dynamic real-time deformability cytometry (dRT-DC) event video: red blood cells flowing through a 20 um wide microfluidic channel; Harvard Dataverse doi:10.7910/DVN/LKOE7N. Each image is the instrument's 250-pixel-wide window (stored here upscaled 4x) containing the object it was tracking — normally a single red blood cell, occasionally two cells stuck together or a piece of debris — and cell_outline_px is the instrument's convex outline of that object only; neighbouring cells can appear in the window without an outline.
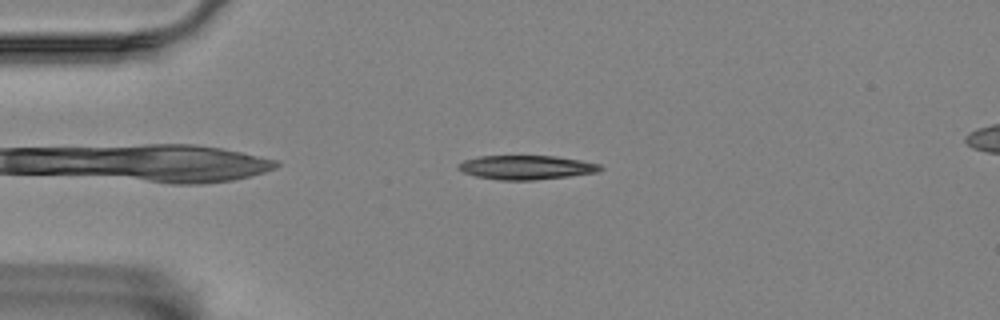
{"species": "Egyptian fruit bat (a non-hibernating species)", "species_latin": "Rousettus aegyptiacus", "temperature_condition": "room temperature", "stored_images_in_passage": 3, "camera_frame_rate_fps": 3000, "um_per_image_px": 0.085, "animal": {"sex": "female"}, "frame": {"image": 1, "passage_image": 1, "time_ms": 0.0, "image_size_px": [1000, 320], "cell_outline_px": [[604, 168], [600, 172], [536, 180], [500, 180], [476, 176], [464, 172], [456, 168], [456, 164], [464, 160], [480, 156], [556, 156], [580, 160], [600, 164]], "centroid_in_image_um": [44.74, 14.23], "position_along_channel_um": 40.3, "area_um2": 20.0}}